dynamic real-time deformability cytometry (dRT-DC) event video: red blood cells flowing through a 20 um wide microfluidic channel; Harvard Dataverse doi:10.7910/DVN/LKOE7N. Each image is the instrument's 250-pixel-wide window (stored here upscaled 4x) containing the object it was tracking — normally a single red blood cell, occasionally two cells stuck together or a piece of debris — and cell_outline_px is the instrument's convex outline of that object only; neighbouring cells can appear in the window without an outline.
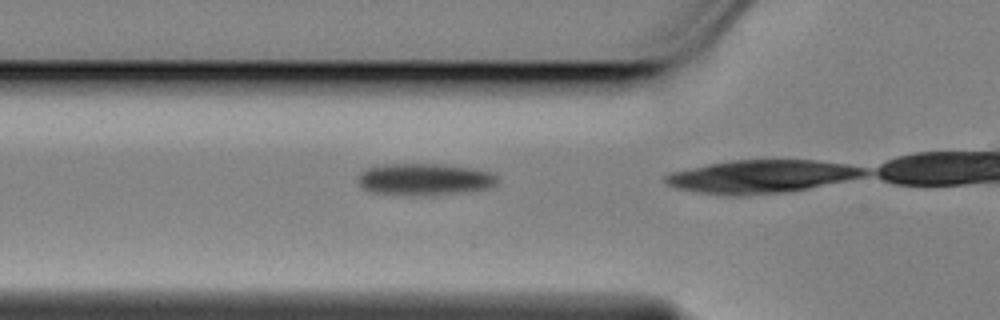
{"species": "Egyptian fruit bat (a non-hibernating species)", "species_latin": "Rousettus aegyptiacus", "temperature_condition": "cold", "stored_images_in_passage": 15, "camera_frame_rate_fps": 3000, "um_per_image_px": 0.085, "animal": {"sex": "female"}, "frame": {"image": 1, "passage_image": 12, "time_ms": 3.667, "image_size_px": [1000, 320], "cell_outline_px": [[496, 184], [488, 188], [432, 196], [412, 196], [368, 192], [360, 188], [356, 180], [360, 172], [364, 168], [380, 164], [436, 164], [472, 168], [488, 172], [496, 176]], "centroid_in_image_um": [35.95, 15.26], "position_along_channel_um": 89.9, "area_um2": 26.3}}